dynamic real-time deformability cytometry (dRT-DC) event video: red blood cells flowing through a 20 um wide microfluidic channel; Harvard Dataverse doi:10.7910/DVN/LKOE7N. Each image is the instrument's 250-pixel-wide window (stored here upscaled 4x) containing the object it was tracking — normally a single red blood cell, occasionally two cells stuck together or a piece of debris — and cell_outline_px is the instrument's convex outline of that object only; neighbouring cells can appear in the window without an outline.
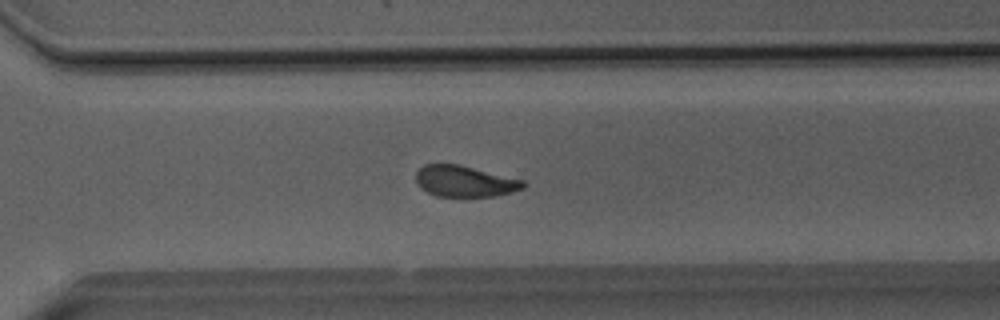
{"species": "Egyptian fruit bat (a non-hibernating species)", "species_latin": "Rousettus aegyptiacus", "temperature_condition": "room temperature", "stored_images_in_passage": 46, "camera_frame_rate_fps": 3000, "um_per_image_px": 0.085, "animal": {"sex": "male"}, "frame": {"image": 1, "passage_image": 31, "time_ms": 10.0, "image_size_px": [1000, 320], "cell_outline_px": [[528, 184], [524, 188], [492, 196], [436, 196], [420, 188], [416, 184], [416, 172], [424, 164], [460, 164], [524, 180]], "centroid_in_image_um": [39.48, 15.39], "position_along_channel_um": 331.1, "area_um2": 19.48}}
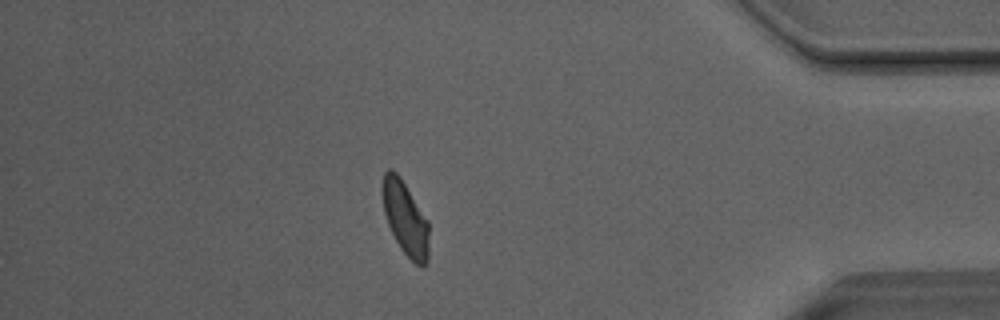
{"frame": {"image": 2, "passage_image": 39, "time_ms": 12.667, "image_size_px": [1000, 320], "cell_outline_px": [[428, 260], [420, 268], [400, 248], [388, 224], [384, 212], [380, 192], [384, 172], [388, 168], [392, 168], [400, 176], [428, 220]], "centroid_in_image_um": [34.42, 18.5], "position_along_channel_um": 400.8, "area_um2": 20.11}}
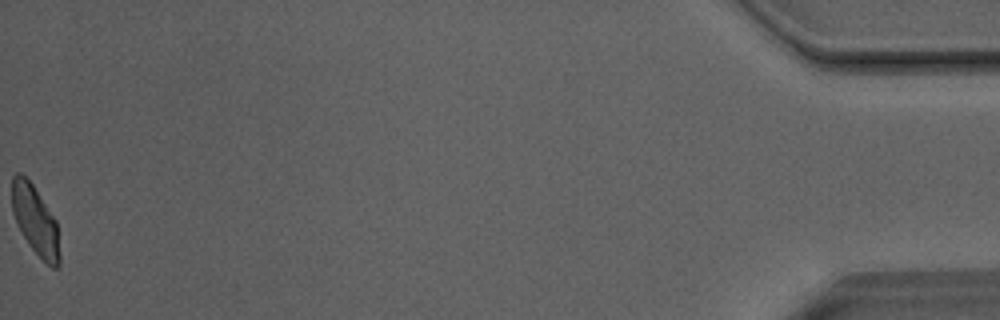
{"frame": {"image": 3, "passage_image": 46, "time_ms": 15.0, "image_size_px": [1000, 320], "cell_outline_px": [[60, 264], [56, 268], [52, 268], [28, 244], [12, 212], [12, 176], [16, 172], [20, 172], [28, 176], [56, 220], [60, 256]], "centroid_in_image_um": [3.0, 18.67], "position_along_channel_um": 432.2, "area_um2": 19.19}, "authors_computed_cell_mechanics": {"area_um2": 20.9814, "velocity_mm_per_s": 4.0313, "shape_relaxation_time_tau1_ms": 5.1189, "shape_relaxation_time_tau2_ms": 2.269, "deformation_change_tau1": 0.1516, "deformation_change_tau2": 0.0741}}